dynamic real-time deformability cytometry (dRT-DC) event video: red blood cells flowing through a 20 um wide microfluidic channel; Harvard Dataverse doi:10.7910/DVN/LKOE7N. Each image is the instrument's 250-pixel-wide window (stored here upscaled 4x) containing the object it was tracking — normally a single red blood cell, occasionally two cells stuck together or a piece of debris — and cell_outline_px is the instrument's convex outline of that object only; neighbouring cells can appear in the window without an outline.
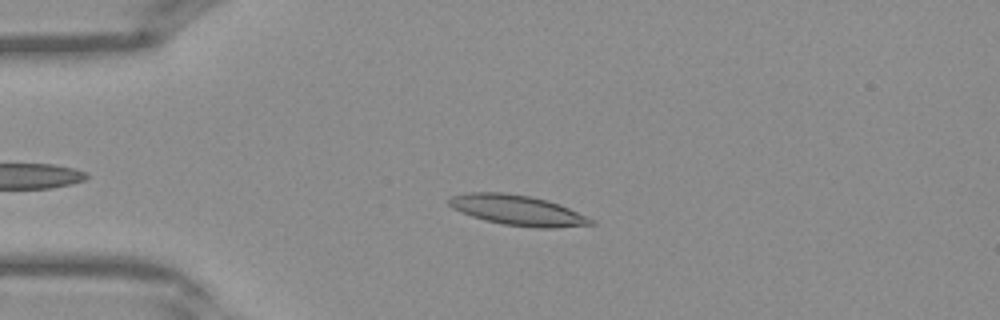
{"species": "Egyptian fruit bat (a non-hibernating species)", "species_latin": "Rousettus aegyptiacus", "temperature_condition": "warm", "stored_images_in_passage": 37, "camera_frame_rate_fps": 3000, "um_per_image_px": 0.085, "frame": {"image": 1, "passage_image": 9, "time_ms": 2.667, "image_size_px": [1000, 320], "cell_outline_px": [[596, 224], [552, 228], [536, 228], [504, 224], [484, 220], [460, 212], [452, 208], [448, 204], [448, 196], [468, 192], [504, 192], [528, 196], [548, 200], [560, 204], [596, 220]], "centroid_in_image_um": [43.98, 17.86], "position_along_channel_um": 41.0, "area_um2": 25.2}}
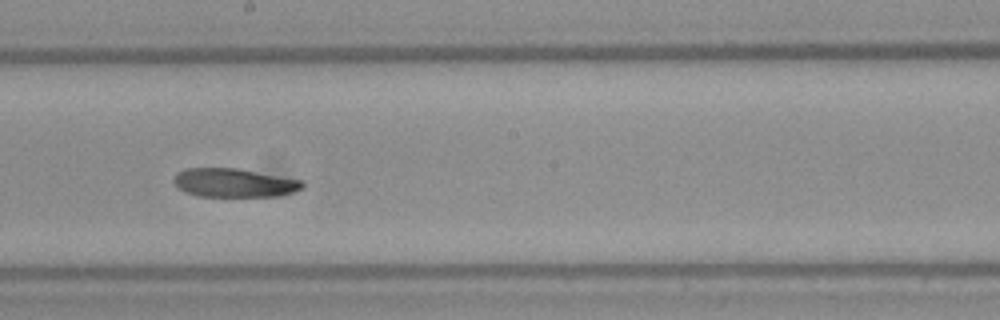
{"frame": {"image": 2, "passage_image": 22, "time_ms": 7.0, "image_size_px": [1000, 320], "cell_outline_px": [[304, 188], [292, 192], [276, 196], [200, 196], [184, 192], [176, 188], [172, 180], [180, 172], [188, 168], [236, 168], [304, 180]], "centroid_in_image_um": [19.91, 15.54], "position_along_channel_um": 228.3, "area_um2": 21.5}}
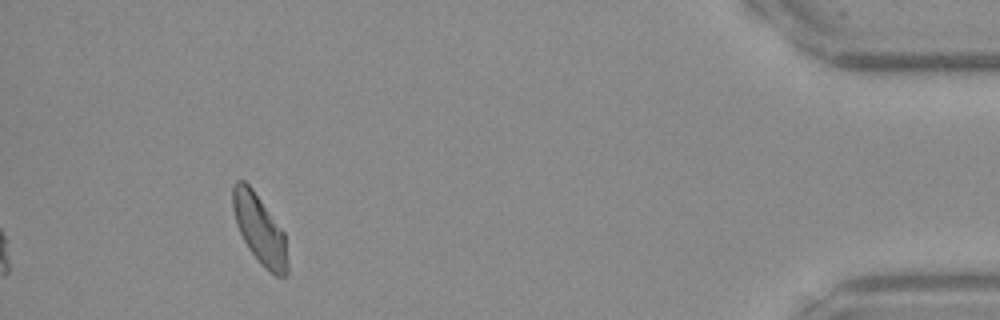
{"frame": {"image": 3, "passage_image": 37, "time_ms": 12.0, "image_size_px": [1000, 320], "cell_outline_px": [[288, 276], [276, 276], [264, 268], [260, 264], [248, 248], [240, 232], [232, 208], [232, 184], [236, 180], [244, 180], [252, 188], [284, 232], [288, 264]], "centroid_in_image_um": [22.07, 19.5], "position_along_channel_um": 413.1, "area_um2": 21.96}}